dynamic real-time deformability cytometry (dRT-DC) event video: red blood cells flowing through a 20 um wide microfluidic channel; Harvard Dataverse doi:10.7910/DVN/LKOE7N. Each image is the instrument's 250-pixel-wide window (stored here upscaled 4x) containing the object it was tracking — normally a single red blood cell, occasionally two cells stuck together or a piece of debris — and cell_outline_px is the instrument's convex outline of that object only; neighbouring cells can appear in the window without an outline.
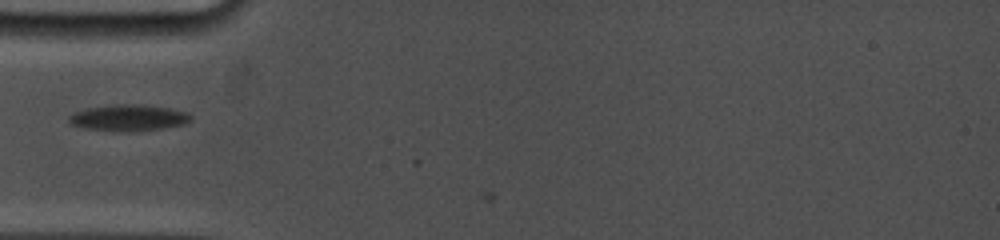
{"species": "common noctule bat (a hibernating species)", "species_latin": "Nyctalus noctula", "temperature_condition": "cold", "stored_images_in_passage": 2, "camera_frame_rate_fps": 5000, "um_per_image_px": 0.085, "animal": {"sex": "female", "body_mass_g": 19.0, "forearm_length_mm": 53.3}, "frame": {"image": 1, "passage_image": 1, "time_ms": 0.0, "image_size_px": [1000, 240], "cell_outline_px": [[192, 120], [184, 124], [160, 128], [128, 132], [116, 132], [84, 128], [68, 124], [68, 116], [76, 112], [88, 108], [116, 104], [140, 104], [168, 108], [188, 112], [192, 116]], "centroid_in_image_um": [10.9, 10.02], "position_along_channel_um": 74.1, "area_um2": 18.79}}